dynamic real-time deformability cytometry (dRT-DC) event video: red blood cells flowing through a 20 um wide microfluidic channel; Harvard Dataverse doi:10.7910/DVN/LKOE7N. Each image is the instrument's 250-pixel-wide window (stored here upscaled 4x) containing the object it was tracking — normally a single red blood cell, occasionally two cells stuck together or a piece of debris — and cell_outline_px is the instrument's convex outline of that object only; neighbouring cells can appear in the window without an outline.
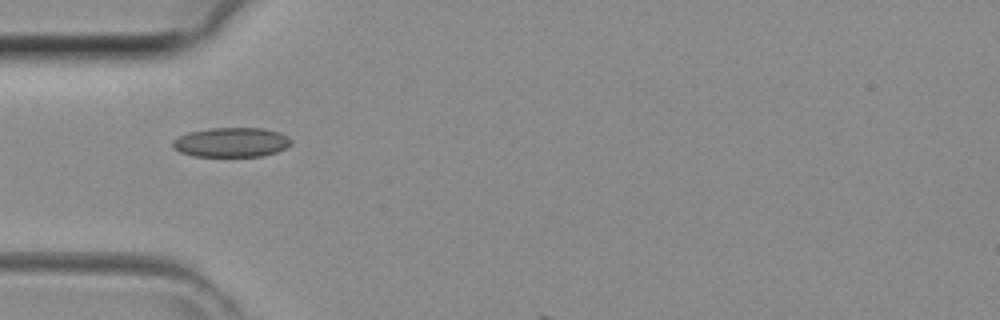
{"species": "common noctule bat (a hibernating species)", "species_latin": "Nyctalus noctula", "temperature_condition": "room temperature", "stored_images_in_passage": 3, "camera_frame_rate_fps": 3000, "um_per_image_px": 0.085, "animal": {"sex": "female", "body_mass_g": 29.2, "forearm_length_mm": 56.3}, "frame": {"image": 1, "passage_image": 1, "time_ms": 0.0, "image_size_px": [1000, 320], "cell_outline_px": [[292, 144], [276, 152], [264, 156], [192, 156], [180, 152], [172, 148], [172, 140], [188, 132], [208, 128], [264, 128], [280, 132], [288, 136], [292, 140]], "centroid_in_image_um": [19.67, 12.09], "position_along_channel_um": 65.3, "area_um2": 20.58}}